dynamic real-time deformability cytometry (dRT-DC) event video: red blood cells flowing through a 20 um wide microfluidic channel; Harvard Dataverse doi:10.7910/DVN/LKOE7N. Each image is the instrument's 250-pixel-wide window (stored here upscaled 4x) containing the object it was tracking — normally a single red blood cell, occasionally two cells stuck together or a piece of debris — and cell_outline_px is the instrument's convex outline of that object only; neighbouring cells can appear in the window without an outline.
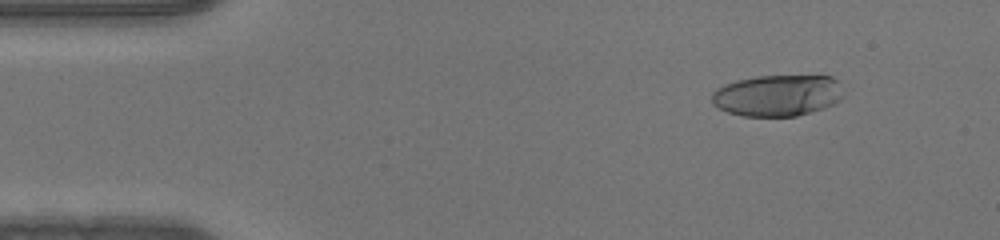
{"species": "human", "species_latin": "Homo sapiens", "temperature_condition": "warm", "stored_images_in_passage": 45, "camera_frame_rate_fps": 3000, "um_per_image_px": 0.085, "donor": {"sex": "male"}, "frame": {"image": 1, "passage_image": 1, "time_ms": 0.0, "image_size_px": [1000, 240], "cell_outline_px": [[844, 96], [840, 100], [824, 108], [796, 116], [740, 116], [728, 112], [712, 104], [712, 92], [716, 88], [724, 84], [736, 80], [756, 76], [832, 76], [836, 80]], "centroid_in_image_um": [66.05, 8.11], "position_along_channel_um": 18.9, "area_um2": 31.79}}
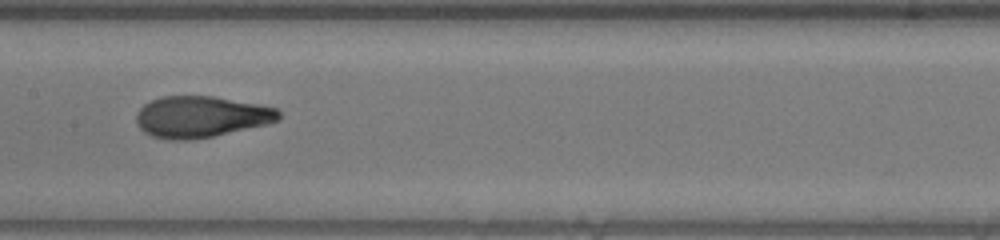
{"frame": {"image": 2, "passage_image": 20, "time_ms": 6.333, "image_size_px": [1000, 240], "cell_outline_px": [[280, 120], [268, 124], [212, 136], [192, 140], [172, 140], [152, 136], [144, 132], [136, 124], [136, 112], [144, 104], [160, 96], [212, 96], [260, 104], [276, 108], [280, 112]], "centroid_in_image_um": [17.07, 9.92], "position_along_channel_um": 190.3, "area_um2": 34.45}}
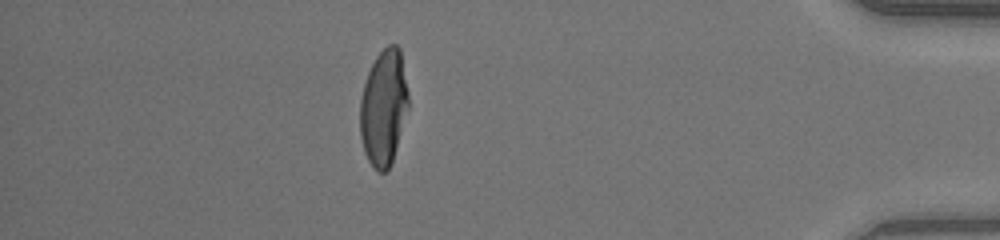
{"frame": {"image": 3, "passage_image": 39, "time_ms": 12.667, "image_size_px": [1000, 240], "cell_outline_px": [[408, 108], [392, 164], [384, 172], [376, 172], [372, 168], [364, 152], [360, 136], [360, 100], [364, 84], [368, 72], [376, 56], [388, 44], [396, 44], [400, 48], [408, 92]], "centroid_in_image_um": [32.6, 9.17], "position_along_channel_um": 402.6, "area_um2": 32.83}}